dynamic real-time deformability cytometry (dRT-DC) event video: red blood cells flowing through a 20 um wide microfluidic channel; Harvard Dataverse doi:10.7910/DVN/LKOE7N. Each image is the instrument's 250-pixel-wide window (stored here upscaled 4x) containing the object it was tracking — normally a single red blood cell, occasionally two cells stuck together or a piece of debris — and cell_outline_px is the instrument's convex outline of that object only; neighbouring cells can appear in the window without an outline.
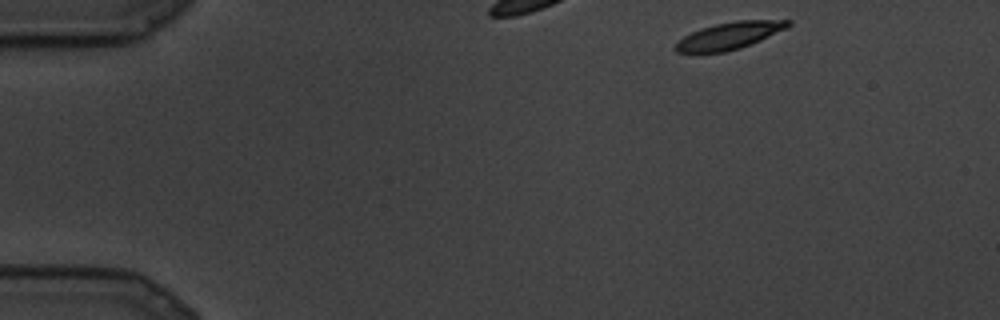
{"species": "common noctule bat (a hibernating species)", "species_latin": "Nyctalus noctula", "temperature_condition": "cold", "stored_images_in_passage": 6, "camera_frame_rate_fps": 3000, "um_per_image_px": 0.085, "animal": {"sex": "male", "body_mass_g": 19.5, "forearm_length_mm": 54.6}, "frame": {"image": 1, "passage_image": 1, "time_ms": 0.0, "image_size_px": [1000, 320], "cell_outline_px": [[792, 24], [788, 28], [760, 40], [740, 48], [724, 52], [676, 52], [672, 48], [684, 36], [700, 28], [716, 24], [736, 20], [792, 20]], "centroid_in_image_um": [62.02, 3.02], "position_along_channel_um": 23.0, "area_um2": 17.63}}